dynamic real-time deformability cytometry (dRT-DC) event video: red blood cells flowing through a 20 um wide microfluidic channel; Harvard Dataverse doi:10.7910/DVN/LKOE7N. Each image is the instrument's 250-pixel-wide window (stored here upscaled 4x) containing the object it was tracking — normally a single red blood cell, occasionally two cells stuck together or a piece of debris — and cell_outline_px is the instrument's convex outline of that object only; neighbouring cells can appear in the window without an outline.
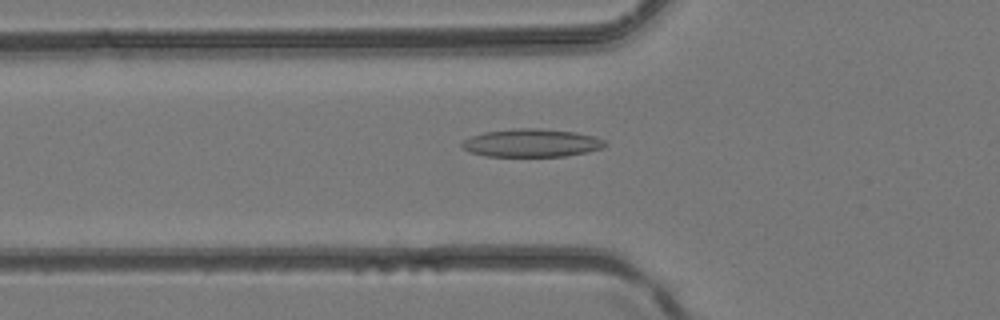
{"species": "common noctule bat (a hibernating species)", "species_latin": "Nyctalus noctula", "temperature_condition": "room temperature", "stored_images_in_passage": 39, "camera_frame_rate_fps": 3000, "um_per_image_px": 0.085, "animal": {"sex": "female", "body_mass_g": 24.6, "forearm_length_mm": 56.2}, "frame": {"image": 1, "passage_image": 12, "time_ms": 3.667, "image_size_px": [1000, 320], "cell_outline_px": [[608, 144], [604, 148], [588, 152], [564, 156], [484, 156], [468, 152], [460, 148], [460, 144], [464, 140], [472, 136], [484, 132], [512, 128], [540, 128], [576, 132], [596, 136], [604, 140]], "centroid_in_image_um": [45.18, 12.15], "position_along_channel_um": 80.6, "area_um2": 23.76}}
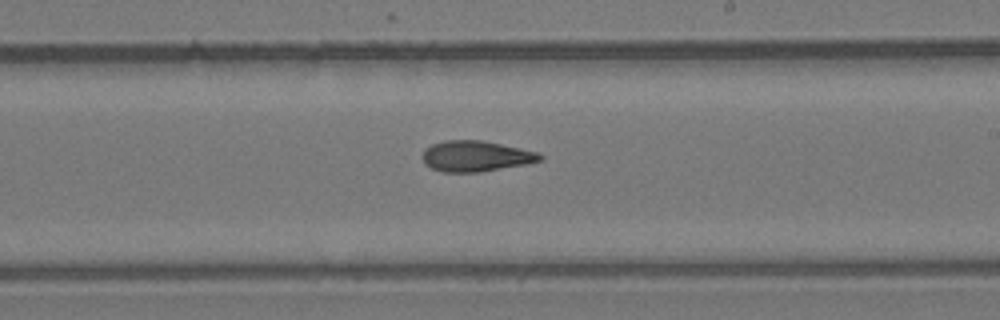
{"frame": {"image": 2, "passage_image": 22, "time_ms": 7.0, "image_size_px": [1000, 320], "cell_outline_px": [[544, 156], [540, 160], [524, 164], [480, 172], [444, 172], [432, 168], [424, 164], [420, 156], [424, 148], [432, 144], [444, 140], [480, 140], [540, 152]], "centroid_in_image_um": [40.39, 13.27], "position_along_channel_um": 248.6, "area_um2": 21.1}}
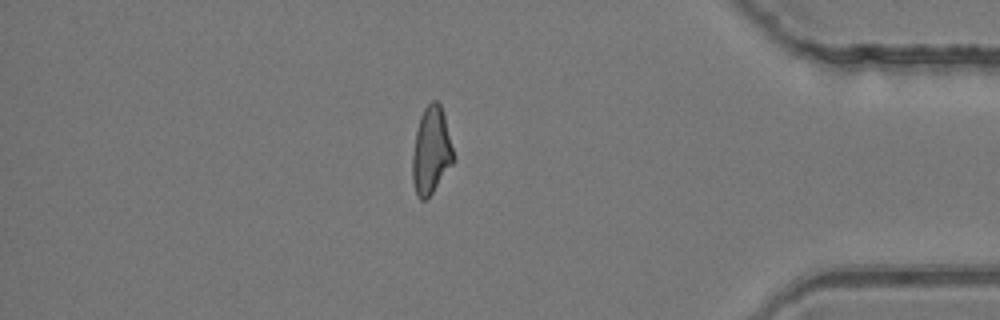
{"frame": {"image": 3, "passage_image": 33, "time_ms": 10.667, "image_size_px": [1000, 320], "cell_outline_px": [[452, 164], [432, 192], [424, 200], [420, 200], [416, 196], [412, 180], [412, 156], [416, 132], [420, 116], [424, 108], [432, 100], [436, 100], [440, 104], [444, 116], [452, 148]], "centroid_in_image_um": [36.61, 12.81], "position_along_channel_um": 398.6, "area_um2": 20.35}}